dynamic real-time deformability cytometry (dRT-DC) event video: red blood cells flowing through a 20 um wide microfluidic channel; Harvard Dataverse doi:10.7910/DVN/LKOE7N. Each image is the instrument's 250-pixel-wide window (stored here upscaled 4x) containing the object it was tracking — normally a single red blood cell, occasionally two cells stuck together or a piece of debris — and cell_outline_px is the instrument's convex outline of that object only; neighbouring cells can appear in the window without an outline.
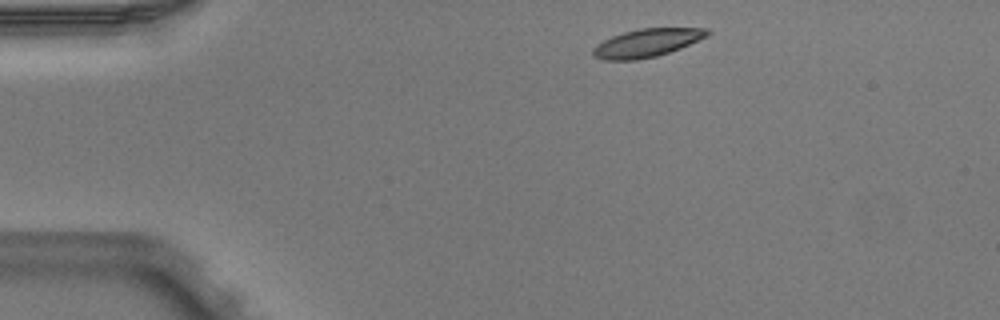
{"species": "Egyptian fruit bat (a non-hibernating species)", "species_latin": "Rousettus aegyptiacus", "temperature_condition": "warm", "stored_images_in_passage": 5, "camera_frame_rate_fps": 3000, "um_per_image_px": 0.085, "animal": {"sex": "male"}, "frame": {"image": 1, "passage_image": 1, "time_ms": 0.0, "image_size_px": [1000, 320], "cell_outline_px": [[712, 32], [708, 36], [680, 48], [656, 56], [636, 60], [604, 60], [592, 56], [592, 48], [596, 44], [612, 36], [624, 32], [640, 28], [708, 28]], "centroid_in_image_um": [54.97, 3.64], "position_along_channel_um": 30.0, "area_um2": 18.79}}
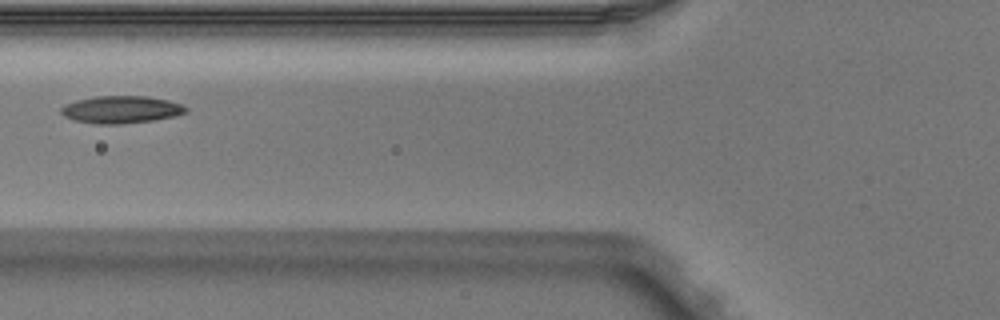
{"frame": {"image": 2, "passage_image": 4, "time_ms": 1.0, "image_size_px": [1000, 320], "cell_outline_px": [[188, 112], [176, 116], [152, 120], [124, 124], [96, 124], [72, 120], [64, 116], [60, 112], [60, 108], [64, 104], [76, 100], [96, 96], [144, 96], [168, 100], [184, 104], [188, 108]], "centroid_in_image_um": [10.3, 9.31], "position_along_channel_um": 115.5, "area_um2": 20.17}}
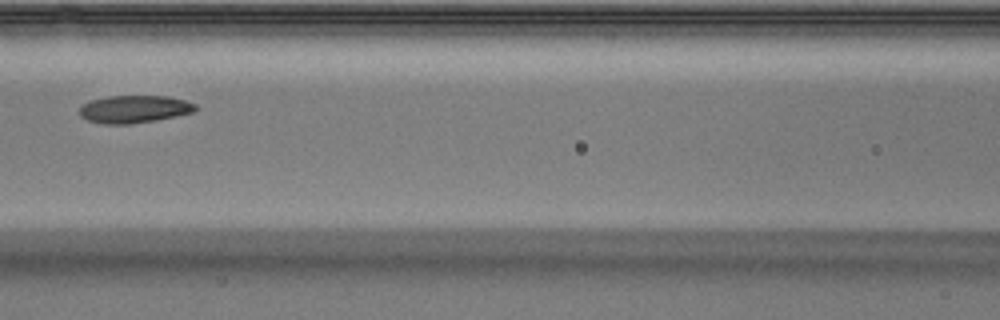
{"frame": {"image": 3, "passage_image": 5, "time_ms": 1.333, "image_size_px": [1000, 320], "cell_outline_px": [[200, 108], [196, 112], [156, 120], [128, 124], [104, 124], [88, 120], [80, 116], [80, 104], [88, 100], [108, 96], [168, 96], [184, 100], [196, 104]], "centroid_in_image_um": [11.42, 9.27], "position_along_channel_um": 155.2, "area_um2": 18.9}}